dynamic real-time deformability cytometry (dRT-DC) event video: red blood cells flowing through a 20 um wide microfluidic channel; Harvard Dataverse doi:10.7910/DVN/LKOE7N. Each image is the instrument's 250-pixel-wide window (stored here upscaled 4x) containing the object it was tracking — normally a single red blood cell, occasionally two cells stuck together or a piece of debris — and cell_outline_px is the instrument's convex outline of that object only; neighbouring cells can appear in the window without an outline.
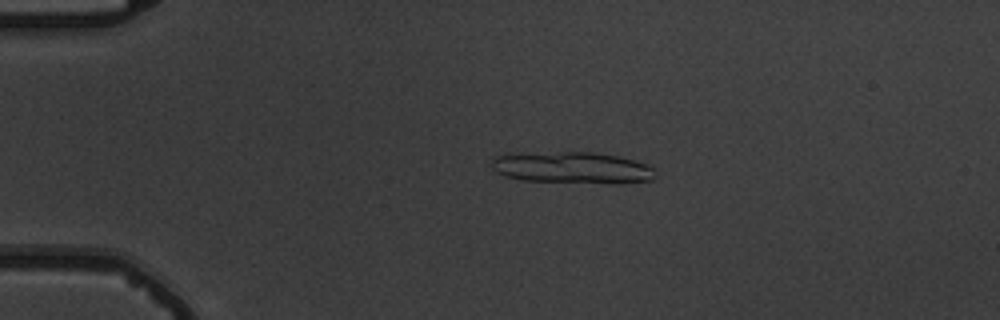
{"species": "common noctule bat (a hibernating species)", "species_latin": "Nyctalus noctula", "temperature_condition": "warm", "stored_images_in_passage": 6, "segment_of_instrument_passage": [1, 2], "camera_frame_rate_fps": 3000, "um_per_image_px": 0.085, "animal": {"sex": "male", "body_mass_g": 19.5, "forearm_length_mm": 54.6}, "frame": {"image": 1, "passage_image": 2, "time_ms": 1.0, "image_size_px": [1000, 320], "cell_outline_px": [[656, 176], [652, 180], [620, 184], [524, 180], [504, 176], [496, 172], [492, 168], [492, 156], [512, 152], [596, 152], [620, 156], [636, 160], [652, 168], [656, 172]], "centroid_in_image_um": [48.62, 14.24], "position_along_channel_um": 36.4, "area_um2": 30.81}}